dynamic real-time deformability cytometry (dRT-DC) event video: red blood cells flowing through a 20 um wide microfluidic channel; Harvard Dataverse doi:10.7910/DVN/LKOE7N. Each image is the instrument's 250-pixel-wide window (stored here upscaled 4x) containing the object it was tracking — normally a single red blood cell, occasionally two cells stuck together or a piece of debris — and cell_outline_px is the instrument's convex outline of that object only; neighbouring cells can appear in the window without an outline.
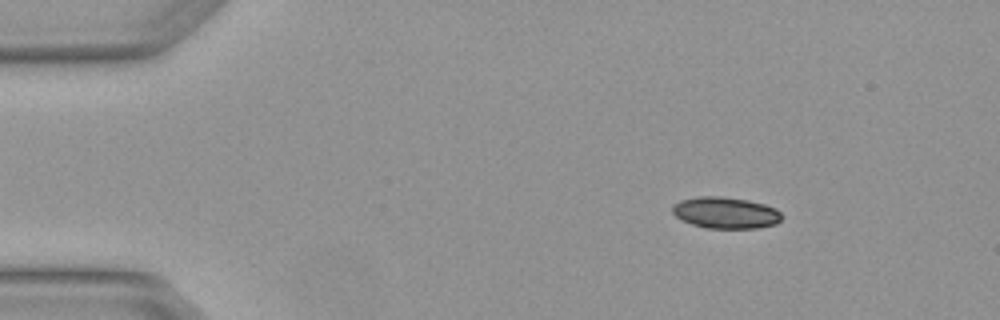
{"species": "Egyptian fruit bat (a non-hibernating species)", "species_latin": "Rousettus aegyptiacus", "temperature_condition": "warm", "stored_images_in_passage": 4, "camera_frame_rate_fps": 3000, "um_per_image_px": 0.085, "animal": {"sex": "female"}, "frame": {"image": 1, "passage_image": 2, "time_ms": 0.333, "image_size_px": [1000, 320], "cell_outline_px": [[780, 220], [776, 224], [756, 228], [708, 228], [692, 224], [676, 216], [672, 212], [672, 204], [680, 200], [696, 196], [720, 196], [748, 200], [764, 204], [776, 208], [780, 212]], "centroid_in_image_um": [61.65, 18.07], "position_along_channel_um": 23.3, "area_um2": 20.0}}